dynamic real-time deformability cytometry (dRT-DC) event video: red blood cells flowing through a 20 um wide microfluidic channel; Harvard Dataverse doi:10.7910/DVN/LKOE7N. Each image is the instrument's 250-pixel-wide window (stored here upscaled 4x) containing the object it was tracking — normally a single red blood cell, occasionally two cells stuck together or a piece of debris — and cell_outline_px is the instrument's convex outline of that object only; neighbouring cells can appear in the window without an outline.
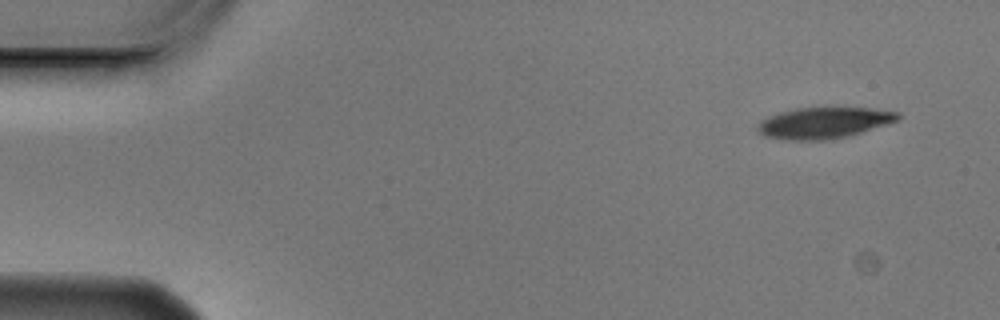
{"species": "Egyptian fruit bat (a non-hibernating species)", "species_latin": "Rousettus aegyptiacus", "temperature_condition": "cold", "stored_images_in_passage": 7, "camera_frame_rate_fps": 3000, "um_per_image_px": 0.085, "animal": {"sex": "male"}, "frame": {"image": 1, "passage_image": 1, "time_ms": 0.0, "image_size_px": [1000, 320], "cell_outline_px": [[900, 120], [860, 132], [844, 136], [824, 140], [784, 140], [764, 136], [756, 128], [760, 120], [768, 116], [780, 112], [796, 108], [836, 104], [872, 108], [900, 112]], "centroid_in_image_um": [70.05, 10.38], "position_along_channel_um": 15.0, "area_um2": 26.41}}
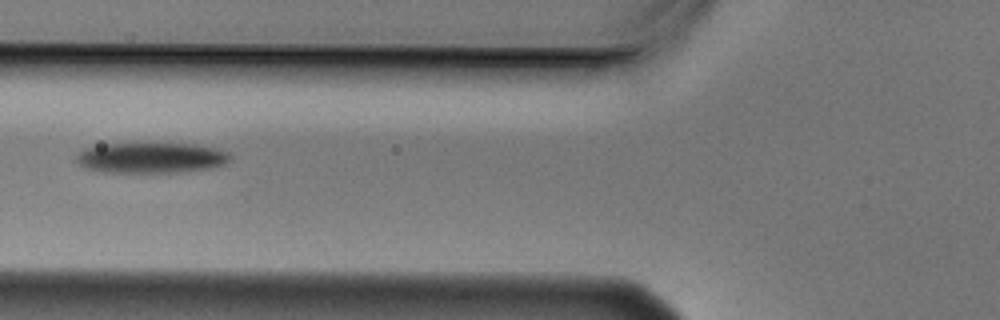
{"frame": {"image": 2, "passage_image": 5, "time_ms": 1.333, "image_size_px": [1000, 320], "cell_outline_px": [[232, 160], [224, 164], [212, 168], [176, 172], [104, 172], [84, 168], [76, 160], [76, 156], [84, 148], [104, 144], [196, 144], [216, 148], [228, 152], [232, 156]], "centroid_in_image_um": [12.88, 13.41], "position_along_channel_um": 112.9, "area_um2": 27.34}}
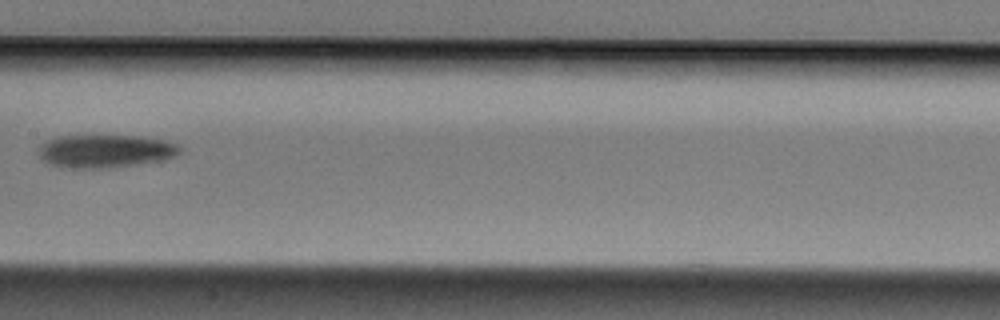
{"frame": {"image": 3, "passage_image": 7, "time_ms": 2.0, "image_size_px": [1000, 320], "cell_outline_px": [[180, 152], [176, 156], [164, 160], [112, 168], [68, 168], [48, 164], [40, 156], [40, 148], [44, 140], [56, 136], [144, 136], [164, 140], [180, 144]], "centroid_in_image_um": [8.98, 12.84], "position_along_channel_um": 198.4, "area_um2": 27.46}}